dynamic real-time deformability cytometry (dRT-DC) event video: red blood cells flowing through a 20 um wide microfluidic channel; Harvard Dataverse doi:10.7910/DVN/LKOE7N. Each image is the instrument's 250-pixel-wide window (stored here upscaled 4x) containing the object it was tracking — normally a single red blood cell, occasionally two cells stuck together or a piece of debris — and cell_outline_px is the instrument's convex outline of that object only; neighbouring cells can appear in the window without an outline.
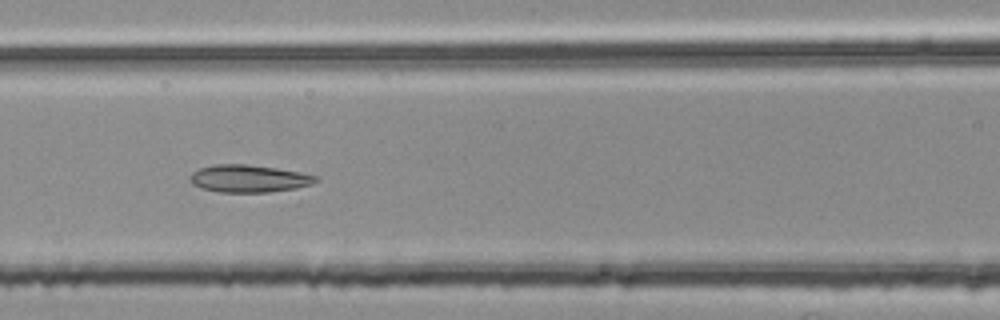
{"species": "common noctule bat (a hibernating species)", "species_latin": "Nyctalus noctula", "temperature_condition": "room temperature", "stored_images_in_passage": 45, "camera_frame_rate_fps": 3000, "um_per_image_px": 0.085, "animal": {"sex": "female", "body_mass_g": 25.1}, "frame": {"image": 1, "passage_image": 18, "time_ms": 5.667, "image_size_px": [1000, 320], "cell_outline_px": [[320, 180], [312, 184], [296, 188], [268, 192], [220, 192], [200, 188], [192, 184], [192, 172], [200, 168], [216, 164], [248, 164], [276, 168], [300, 172], [316, 176]], "centroid_in_image_um": [21.17, 15.18], "position_along_channel_um": 145.4, "area_um2": 20.0}}
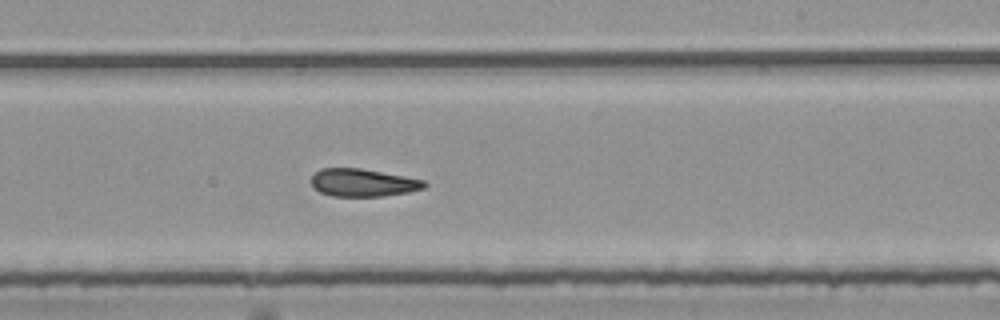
{"frame": {"image": 2, "passage_image": 27, "time_ms": 8.667, "image_size_px": [1000, 320], "cell_outline_px": [[428, 184], [424, 188], [408, 192], [384, 196], [332, 196], [320, 192], [312, 188], [312, 176], [320, 168], [360, 168], [424, 180]], "centroid_in_image_um": [30.83, 15.53], "position_along_channel_um": 258.2, "area_um2": 18.21}}
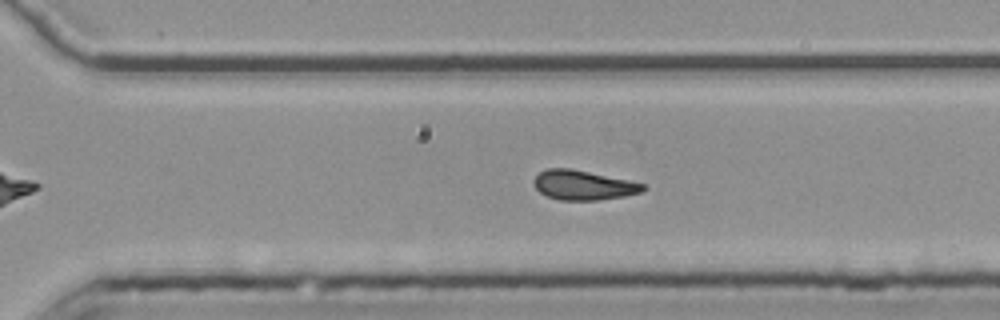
{"frame": {"image": 3, "passage_image": 32, "time_ms": 10.333, "image_size_px": [1000, 320], "cell_outline_px": [[648, 188], [640, 192], [624, 196], [596, 200], [560, 200], [548, 196], [540, 192], [536, 188], [532, 180], [540, 172], [548, 168], [572, 168], [628, 180], [644, 184]], "centroid_in_image_um": [49.57, 15.73], "position_along_channel_um": 321.0, "area_um2": 18.73}, "authors_computed_cell_mechanics": {"area_um2": 19.363, "velocity_mm_per_s": 3.7689, "shape_relaxation_time_tau1_ms": null, "shape_relaxation_time_tau2_ms": 3.6699, "deformation_change_tau1": null, "deformation_change_tau2": 0.1175}}